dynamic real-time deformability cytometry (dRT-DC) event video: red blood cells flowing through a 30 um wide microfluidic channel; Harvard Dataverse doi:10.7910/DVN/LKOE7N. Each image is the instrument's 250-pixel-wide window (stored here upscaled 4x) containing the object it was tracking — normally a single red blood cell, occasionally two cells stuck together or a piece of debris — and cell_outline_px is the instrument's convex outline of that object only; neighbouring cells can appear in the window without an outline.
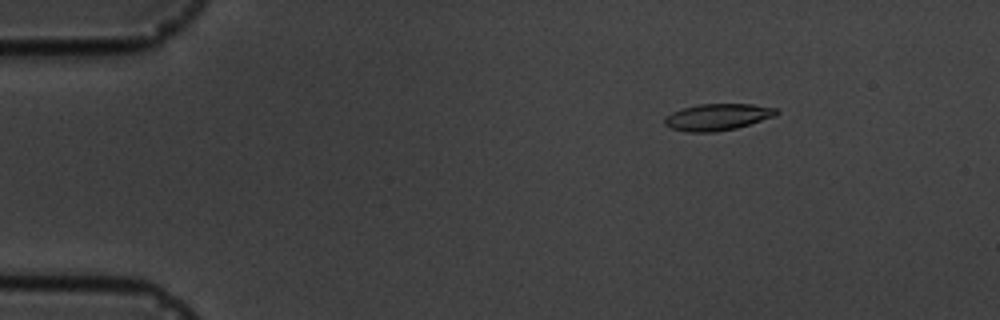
{"species": "common noctule bat (a hibernating species)", "species_latin": "Nyctalus noctula", "temperature_condition": "cold", "stored_images_in_passage": 16, "camera_frame_rate_fps": 3000, "um_per_image_px": 0.085, "animal": {"sex": "male", "body_mass_g": 19.5, "forearm_length_mm": 54.6}, "frame": {"image": 1, "passage_image": 3, "time_ms": 2.333, "image_size_px": [1000, 320], "cell_outline_px": [[780, 112], [776, 116], [736, 128], [716, 132], [688, 132], [672, 128], [664, 124], [664, 120], [672, 112], [684, 108], [700, 104], [752, 104], [776, 108]], "centroid_in_image_um": [61.03, 9.95], "position_along_channel_um": 24.0, "area_um2": 17.22}}
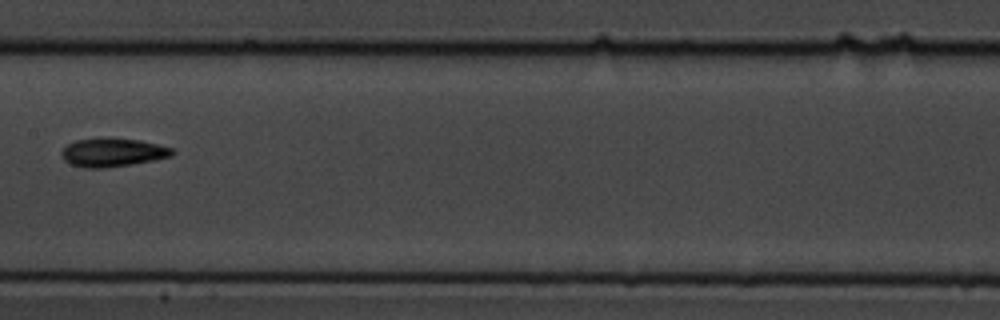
{"frame": {"image": 2, "passage_image": 9, "time_ms": 9.333, "image_size_px": [1000, 320], "cell_outline_px": [[176, 152], [172, 156], [132, 164], [104, 168], [84, 168], [72, 164], [64, 160], [60, 152], [68, 144], [76, 140], [100, 136], [140, 140], [172, 148]], "centroid_in_image_um": [9.56, 12.93], "position_along_channel_um": 197.8, "area_um2": 18.61}}
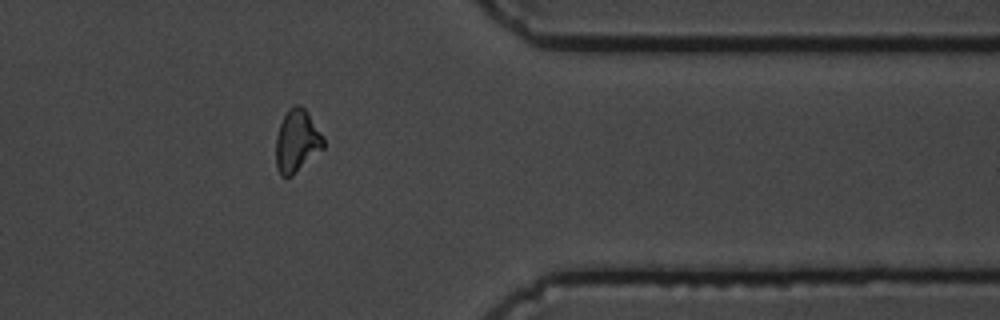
{"frame": {"image": 3, "passage_image": 14, "time_ms": 15.0, "image_size_px": [1000, 320], "cell_outline_px": [[324, 148], [292, 176], [280, 176], [276, 168], [276, 136], [280, 124], [288, 108], [292, 104], [300, 104], [308, 112], [324, 140]], "centroid_in_image_um": [25.22, 11.98], "position_along_channel_um": 386.2, "area_um2": 17.34}, "authors_computed_cell_mechanics": {"area_um2": 17.1666, "velocity_mm_per_s": 3.5631, "shape_relaxation_time_tau1_ms": 3.9485, "shape_relaxation_time_tau2_ms": 6.2894, "deformation_change_tau1": 0.1066, "deformation_change_tau2": 0.1386}}